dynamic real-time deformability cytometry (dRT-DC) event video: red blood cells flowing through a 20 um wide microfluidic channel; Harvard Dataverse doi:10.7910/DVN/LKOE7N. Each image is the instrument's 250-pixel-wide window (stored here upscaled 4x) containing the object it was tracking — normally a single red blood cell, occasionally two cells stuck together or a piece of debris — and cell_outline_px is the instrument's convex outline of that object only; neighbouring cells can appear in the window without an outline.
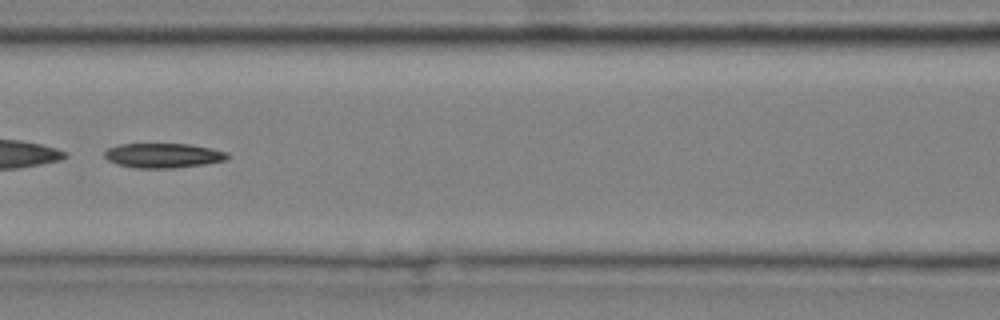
{"species": "common noctule bat (a hibernating species)", "species_latin": "Nyctalus noctula", "temperature_condition": "cold", "stored_images_in_passage": 8, "camera_frame_rate_fps": 3000, "um_per_image_px": 0.085, "animal": {"sex": "male", "body_mass_g": 20.4}, "frame": {"image": 1, "passage_image": 5, "time_ms": 1.333, "image_size_px": [1000, 320], "cell_outline_px": [[228, 160], [204, 164], [172, 168], [136, 168], [116, 164], [108, 160], [104, 156], [104, 152], [108, 148], [120, 144], [188, 144], [212, 148], [228, 152]], "centroid_in_image_um": [13.88, 13.22], "position_along_channel_um": 152.7, "area_um2": 17.69}}
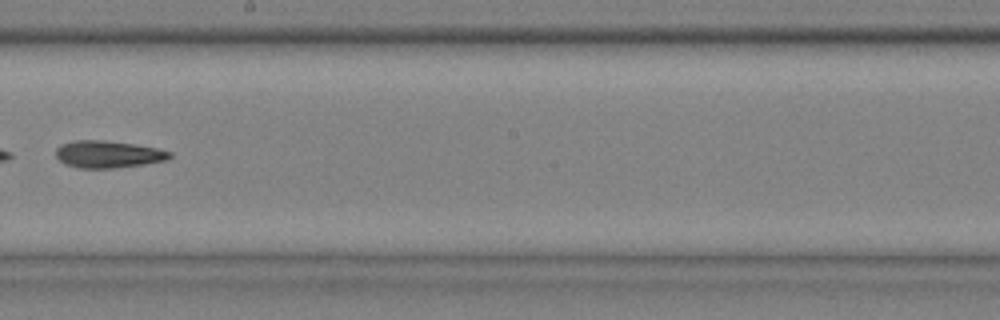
{"frame": {"image": 2, "passage_image": 7, "time_ms": 2.0, "image_size_px": [1000, 320], "cell_outline_px": [[172, 156], [168, 160], [144, 164], [116, 168], [76, 168], [64, 164], [56, 156], [56, 148], [60, 144], [76, 140], [100, 140], [132, 144], [156, 148], [172, 152]], "centroid_in_image_um": [9.17, 13.12], "position_along_channel_um": 239.0, "area_um2": 18.03}}
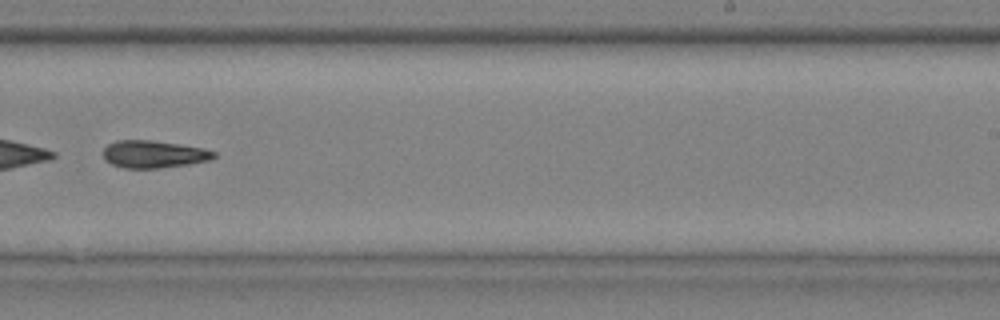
{"frame": {"image": 3, "passage_image": 8, "time_ms": 2.333, "image_size_px": [1000, 320], "cell_outline_px": [[216, 156], [212, 160], [188, 164], [160, 168], [124, 168], [112, 164], [104, 160], [104, 148], [108, 144], [116, 140], [152, 140], [204, 148], [216, 152]], "centroid_in_image_um": [13.08, 13.1], "position_along_channel_um": 275.9, "area_um2": 17.74}}